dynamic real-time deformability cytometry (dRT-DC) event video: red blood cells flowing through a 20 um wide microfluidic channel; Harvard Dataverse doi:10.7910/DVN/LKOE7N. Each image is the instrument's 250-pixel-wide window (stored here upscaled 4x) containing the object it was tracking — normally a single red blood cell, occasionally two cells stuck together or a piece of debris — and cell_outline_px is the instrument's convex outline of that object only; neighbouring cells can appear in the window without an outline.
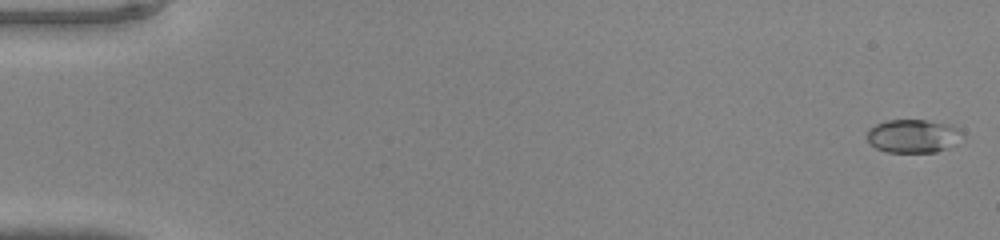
{"species": "common noctule bat (a hibernating species)", "species_latin": "Nyctalus noctula", "temperature_condition": "warm", "stored_images_in_passage": 9, "camera_frame_rate_fps": 3000, "um_per_image_px": 0.085, "animal": {"sex": "male", "body_mass_g": 20.0, "forearm_length_mm": 53.3}, "frame": {"image": 1, "passage_image": 1, "time_ms": 0.0, "image_size_px": [1000, 240], "cell_outline_px": [[964, 136], [956, 144], [948, 148], [936, 152], [888, 152], [876, 148], [868, 140], [868, 128], [876, 124], [888, 120], [924, 120], [952, 124], [960, 128], [964, 132]], "centroid_in_image_um": [77.69, 11.55], "position_along_channel_um": 7.3, "area_um2": 18.79}}